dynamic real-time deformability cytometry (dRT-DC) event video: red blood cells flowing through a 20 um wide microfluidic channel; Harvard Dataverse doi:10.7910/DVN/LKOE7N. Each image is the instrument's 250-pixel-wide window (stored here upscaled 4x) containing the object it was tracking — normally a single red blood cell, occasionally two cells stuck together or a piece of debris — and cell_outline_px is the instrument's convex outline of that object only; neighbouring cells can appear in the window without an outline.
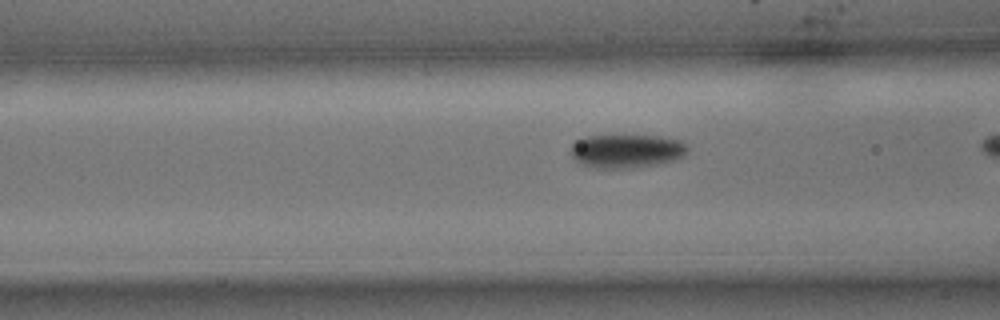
{"species": "common noctule bat (a hibernating species)", "species_latin": "Nyctalus noctula", "temperature_condition": "cold", "stored_images_in_passage": 15, "camera_frame_rate_fps": 3000, "um_per_image_px": 0.085, "animal": {"sex": "male", "body_mass_g": 15.6}, "frame": {"image": 1, "passage_image": 9, "time_ms": 2.667, "image_size_px": [1000, 320], "cell_outline_px": [[688, 148], [684, 156], [676, 160], [664, 164], [636, 168], [592, 168], [576, 160], [568, 152], [572, 144], [576, 140], [588, 136], [660, 136], [680, 140], [688, 144]], "centroid_in_image_um": [53.29, 12.85], "position_along_channel_um": 113.3, "area_um2": 23.29}}
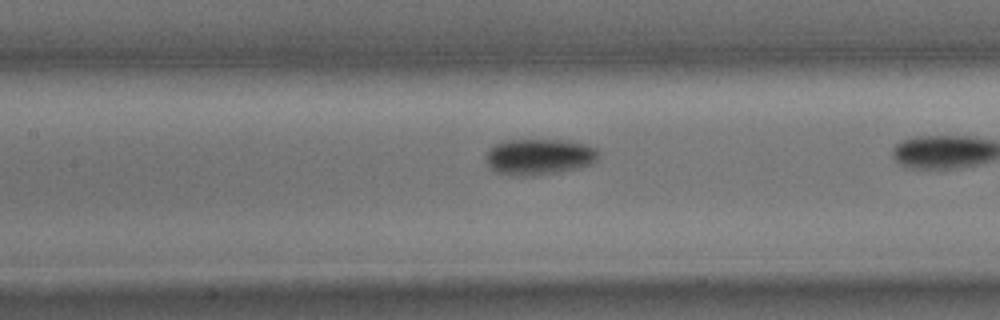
{"frame": {"image": 2, "passage_image": 13, "time_ms": 4.0, "image_size_px": [1000, 320], "cell_outline_px": [[600, 152], [596, 160], [592, 164], [580, 168], [536, 176], [508, 176], [496, 172], [488, 168], [484, 160], [488, 152], [496, 144], [504, 140], [564, 140], [584, 144], [596, 148]], "centroid_in_image_um": [45.81, 13.35], "position_along_channel_um": 161.6, "area_um2": 24.04}}